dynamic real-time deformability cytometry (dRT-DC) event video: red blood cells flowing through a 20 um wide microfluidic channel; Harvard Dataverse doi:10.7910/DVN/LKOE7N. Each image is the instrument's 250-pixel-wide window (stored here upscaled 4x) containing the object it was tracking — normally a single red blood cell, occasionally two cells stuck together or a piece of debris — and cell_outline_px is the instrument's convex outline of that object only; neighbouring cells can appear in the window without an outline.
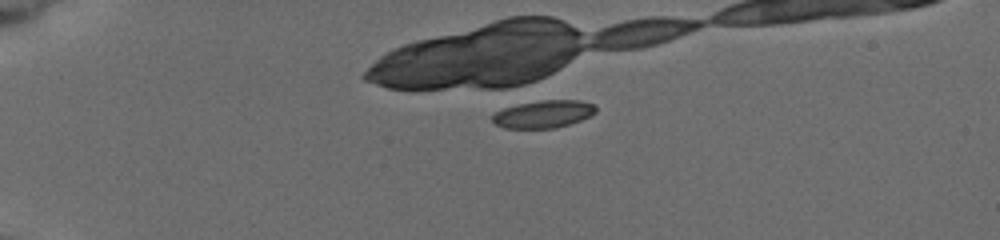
{"species": "common noctule bat (a hibernating species)", "species_latin": "Nyctalus noctula", "temperature_condition": "cold", "stored_images_in_passage": 4, "camera_frame_rate_fps": 3000, "um_per_image_px": 0.085, "animal": {"sex": "female", "body_mass_g": 19.5, "forearm_length_mm": 54.1}, "frame": {"image": 1, "passage_image": 4, "time_ms": 2.667, "image_size_px": [1000, 240], "cell_outline_px": [[596, 112], [580, 120], [556, 128], [504, 128], [496, 124], [492, 120], [492, 116], [496, 112], [504, 108], [520, 104], [544, 100], [576, 100], [592, 104], [596, 108]], "centroid_in_image_um": [46.18, 9.7], "position_along_channel_um": 38.8, "area_um2": 16.24}}